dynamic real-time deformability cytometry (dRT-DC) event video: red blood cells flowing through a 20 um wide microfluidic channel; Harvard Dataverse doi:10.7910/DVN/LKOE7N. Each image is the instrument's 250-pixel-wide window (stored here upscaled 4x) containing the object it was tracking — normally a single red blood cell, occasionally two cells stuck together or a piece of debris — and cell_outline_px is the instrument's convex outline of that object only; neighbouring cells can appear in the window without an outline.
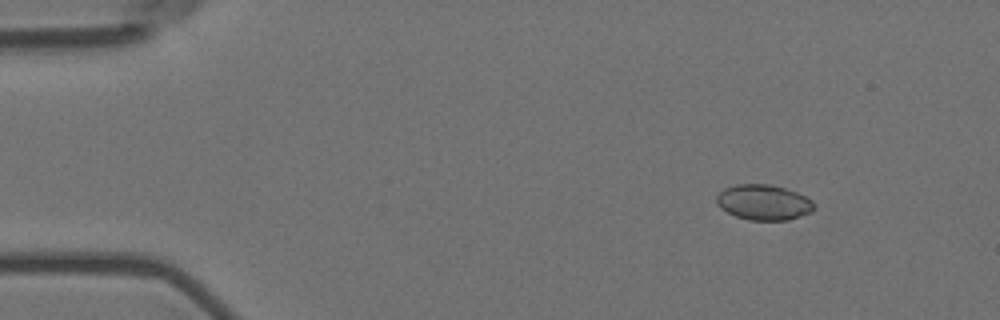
{"species": "Egyptian fruit bat (a non-hibernating species)", "species_latin": "Rousettus aegyptiacus", "temperature_condition": "room temperature", "stored_images_in_passage": 4, "camera_frame_rate_fps": 3000, "um_per_image_px": 0.085, "animal": {"sex": "female"}, "frame": {"image": 1, "passage_image": 2, "time_ms": 0.333, "image_size_px": [1000, 320], "cell_outline_px": [[816, 204], [812, 212], [788, 220], [748, 220], [736, 216], [720, 208], [716, 204], [716, 196], [724, 188], [736, 184], [768, 184], [784, 188], [796, 192], [812, 200]], "centroid_in_image_um": [64.9, 17.2], "position_along_channel_um": 20.1, "area_um2": 20.17}}